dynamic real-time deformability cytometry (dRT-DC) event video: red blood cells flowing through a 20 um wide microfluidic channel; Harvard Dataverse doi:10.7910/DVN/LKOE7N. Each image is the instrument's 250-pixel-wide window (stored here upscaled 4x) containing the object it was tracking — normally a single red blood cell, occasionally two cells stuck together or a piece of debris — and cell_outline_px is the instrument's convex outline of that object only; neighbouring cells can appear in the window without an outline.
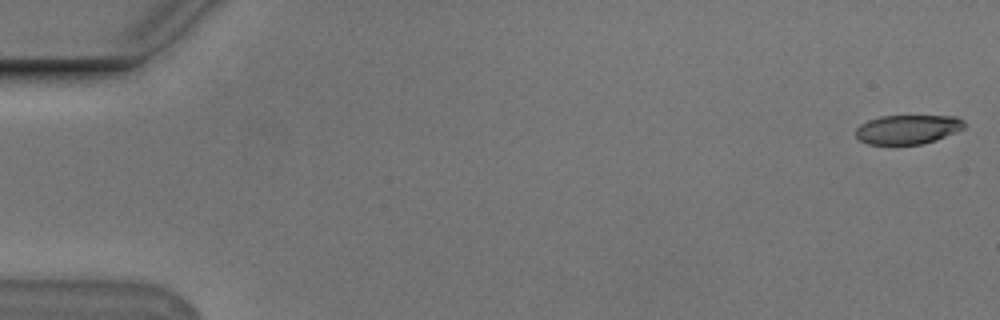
{"species": "Egyptian fruit bat (a non-hibernating species)", "species_latin": "Rousettus aegyptiacus", "temperature_condition": "cold", "stored_images_in_passage": 10, "camera_frame_rate_fps": 3000, "um_per_image_px": 0.085, "animal": {"sex": "male"}, "frame": {"image": 1, "passage_image": 1, "time_ms": 0.0, "image_size_px": [1000, 320], "cell_outline_px": [[964, 128], [936, 140], [920, 144], [868, 144], [860, 140], [856, 136], [856, 128], [860, 124], [868, 120], [880, 116], [956, 116], [964, 120]], "centroid_in_image_um": [77.14, 10.99], "position_along_channel_um": 7.9, "area_um2": 18.38}}